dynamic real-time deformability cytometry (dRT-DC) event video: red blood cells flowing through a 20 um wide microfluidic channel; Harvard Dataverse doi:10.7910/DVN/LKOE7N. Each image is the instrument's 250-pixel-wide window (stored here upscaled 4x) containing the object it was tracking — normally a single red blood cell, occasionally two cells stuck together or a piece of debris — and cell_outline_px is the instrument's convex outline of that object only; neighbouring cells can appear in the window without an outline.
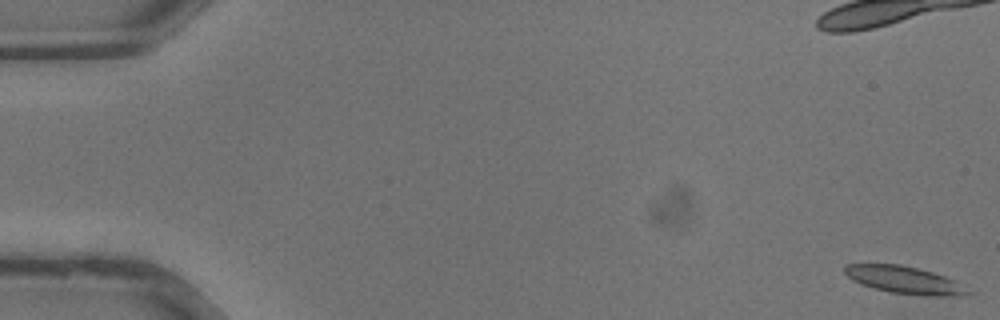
{"species": "common noctule bat (a hibernating species)", "species_latin": "Nyctalus noctula", "temperature_condition": "warm", "stored_images_in_passage": 32, "camera_frame_rate_fps": 3000, "um_per_image_px": 0.085, "animal": {"sex": "male", "body_mass_g": 13.3}, "frame": {"image": 1, "passage_image": 1, "time_ms": 0.0, "image_size_px": [1000, 320], "cell_outline_px": [[968, 296], [928, 296], [888, 292], [872, 288], [860, 284], [852, 280], [844, 272], [844, 264], [900, 264], [932, 272], [956, 280], [968, 292]], "centroid_in_image_um": [76.84, 23.8], "position_along_channel_um": 8.2, "area_um2": 19.65}}